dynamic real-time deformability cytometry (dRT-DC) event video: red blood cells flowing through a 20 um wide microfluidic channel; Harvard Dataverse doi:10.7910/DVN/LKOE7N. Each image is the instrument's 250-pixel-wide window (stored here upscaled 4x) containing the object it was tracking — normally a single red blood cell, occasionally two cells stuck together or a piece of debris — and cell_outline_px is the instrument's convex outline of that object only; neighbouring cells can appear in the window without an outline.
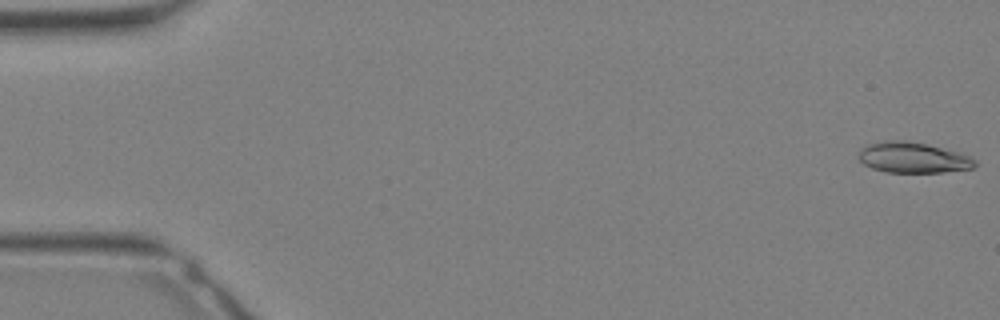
{"species": "Egyptian fruit bat (a non-hibernating species)", "species_latin": "Rousettus aegyptiacus", "temperature_condition": "warm", "stored_images_in_passage": 33, "camera_frame_rate_fps": 3000, "um_per_image_px": 0.085, "animal": {"sex": "female"}, "frame": {"image": 1, "passage_image": 1, "time_ms": 0.0, "image_size_px": [1000, 320], "cell_outline_px": [[976, 164], [972, 168], [944, 172], [884, 172], [872, 168], [864, 164], [860, 160], [860, 148], [868, 144], [884, 140], [904, 140], [928, 144], [956, 152], [968, 156], [976, 160]], "centroid_in_image_um": [77.57, 13.39], "position_along_channel_um": 7.4, "area_um2": 20.63}}
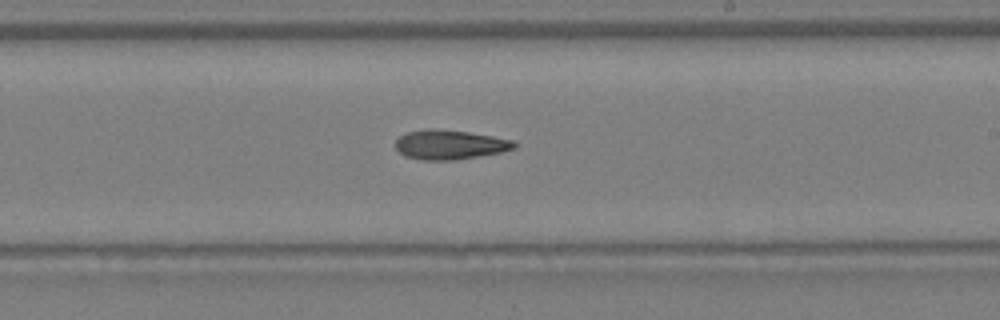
{"frame": {"image": 2, "passage_image": 20, "time_ms": 6.333, "image_size_px": [1000, 320], "cell_outline_px": [[516, 148], [500, 152], [452, 160], [420, 160], [404, 156], [396, 148], [396, 140], [400, 136], [408, 132], [428, 128], [436, 128], [468, 132], [492, 136], [512, 140], [516, 144]], "centroid_in_image_um": [38.2, 12.29], "position_along_channel_um": 250.8, "area_um2": 20.23}}
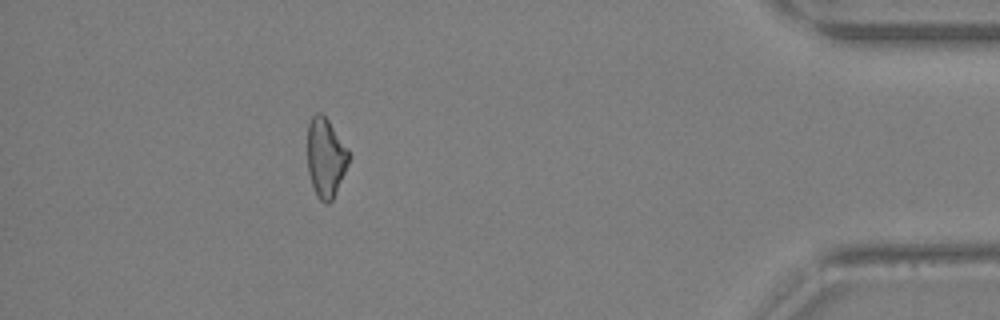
{"frame": {"image": 3, "passage_image": 30, "time_ms": 9.667, "image_size_px": [1000, 320], "cell_outline_px": [[348, 164], [332, 200], [328, 204], [324, 204], [316, 196], [308, 172], [308, 124], [312, 116], [316, 112], [320, 112], [328, 120], [348, 148]], "centroid_in_image_um": [27.67, 13.4], "position_along_channel_um": 407.5, "area_um2": 18.9}}